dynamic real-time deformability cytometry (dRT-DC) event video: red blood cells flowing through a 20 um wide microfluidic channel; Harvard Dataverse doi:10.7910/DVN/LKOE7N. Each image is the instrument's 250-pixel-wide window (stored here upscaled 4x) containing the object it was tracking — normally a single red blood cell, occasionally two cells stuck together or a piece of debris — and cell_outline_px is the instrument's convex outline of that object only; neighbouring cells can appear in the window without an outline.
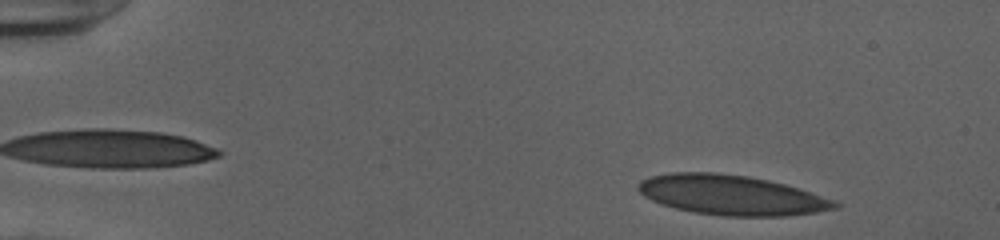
{"species": "human", "species_latin": "Homo sapiens", "temperature_condition": "cold", "stored_images_in_passage": 45, "camera_frame_rate_fps": 3000, "um_per_image_px": 0.085, "donor": {"sex": "female"}, "frame": {"image": 1, "passage_image": 4, "time_ms": 1.0, "image_size_px": [1000, 240], "cell_outline_px": [[840, 208], [816, 212], [784, 216], [724, 216], [696, 212], [676, 208], [660, 204], [644, 196], [636, 188], [636, 184], [640, 180], [648, 176], [672, 172], [712, 172], [748, 176], [768, 180], [784, 184], [836, 200], [840, 204]], "centroid_in_image_um": [62.15, 16.57], "position_along_channel_um": 22.9, "area_um2": 45.78}}
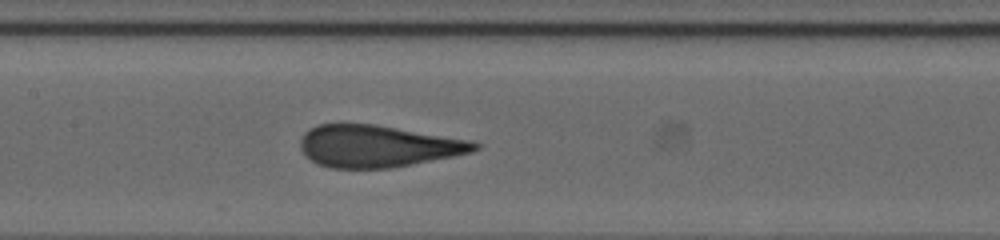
{"frame": {"image": 2, "passage_image": 24, "time_ms": 7.667, "image_size_px": [1000, 240], "cell_outline_px": [[480, 148], [472, 152], [456, 156], [392, 168], [332, 168], [316, 164], [304, 156], [300, 148], [300, 140], [304, 132], [308, 128], [316, 124], [376, 124], [468, 140], [480, 144]], "centroid_in_image_um": [32.06, 12.43], "position_along_channel_um": 175.3, "area_um2": 42.89}}
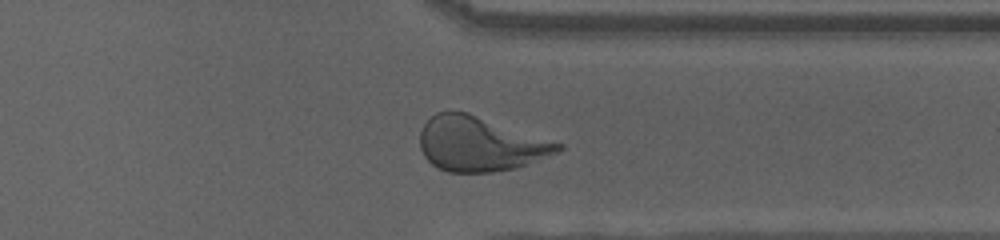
{"frame": {"image": 3, "passage_image": 39, "time_ms": 12.667, "image_size_px": [1000, 240], "cell_outline_px": [[564, 148], [556, 152], [516, 168], [492, 172], [448, 172], [432, 164], [424, 156], [420, 148], [420, 132], [424, 124], [436, 112], [468, 112], [564, 144]], "centroid_in_image_um": [40.79, 12.23], "position_along_channel_um": 370.6, "area_um2": 43.52}, "authors_computed_cell_mechanics": {"area_um2": 44.217, "velocity_mm_per_s": 3.906, "shape_relaxation_time_tau1_ms": 7.8517, "shape_relaxation_time_tau2_ms": null, "deformation_change_tau1": 0.2601, "deformation_change_tau2": null}}